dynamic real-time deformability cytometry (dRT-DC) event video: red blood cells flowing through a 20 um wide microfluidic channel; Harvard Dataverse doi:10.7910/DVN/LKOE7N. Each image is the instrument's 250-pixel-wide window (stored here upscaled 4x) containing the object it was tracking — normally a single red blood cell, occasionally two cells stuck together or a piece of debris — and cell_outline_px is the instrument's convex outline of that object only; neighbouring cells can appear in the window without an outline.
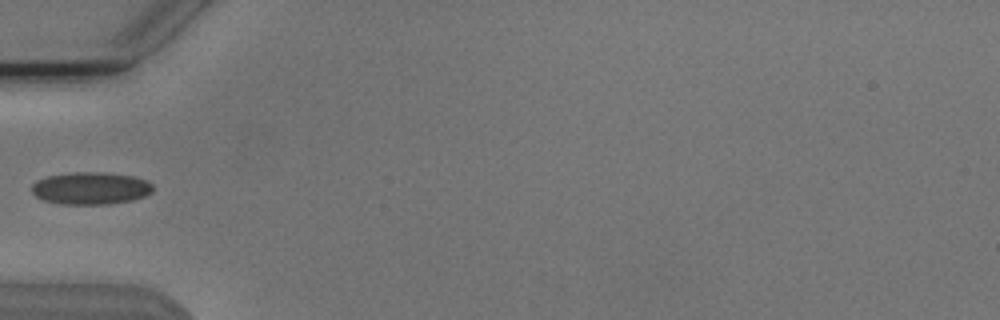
{"species": "Egyptian fruit bat (a non-hibernating species)", "species_latin": "Rousettus aegyptiacus", "temperature_condition": "cold", "stored_images_in_passage": 36, "camera_frame_rate_fps": 3000, "um_per_image_px": 0.085, "animal": {"sex": "male"}, "frame": {"image": 1, "passage_image": 1, "time_ms": 0.0, "image_size_px": [1000, 320], "cell_outline_px": [[152, 192], [144, 196], [132, 200], [108, 204], [60, 204], [44, 200], [36, 196], [32, 192], [32, 184], [36, 180], [48, 176], [72, 172], [104, 172], [132, 176], [148, 180], [152, 184]], "centroid_in_image_um": [7.71, 15.99], "position_along_channel_um": 77.3, "area_um2": 22.89}}
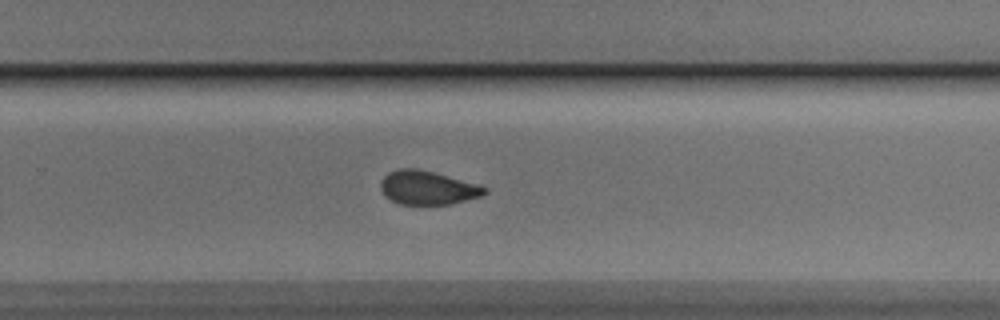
{"frame": {"image": 2, "passage_image": 18, "time_ms": 5.667, "image_size_px": [1000, 320], "cell_outline_px": [[488, 192], [480, 196], [452, 204], [400, 204], [384, 196], [380, 188], [380, 180], [388, 172], [400, 168], [416, 168], [480, 184], [488, 188]], "centroid_in_image_um": [36.34, 15.95], "position_along_channel_um": 293.5, "area_um2": 20.52}}
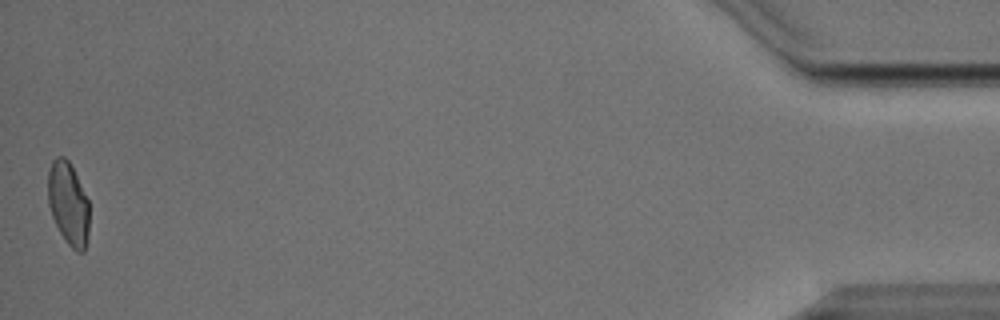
{"frame": {"image": 3, "passage_image": 36, "time_ms": 11.667, "image_size_px": [1000, 320], "cell_outline_px": [[88, 236], [84, 252], [76, 252], [64, 240], [52, 216], [48, 204], [48, 172], [52, 160], [56, 156], [64, 156], [68, 160], [88, 200]], "centroid_in_image_um": [5.79, 17.32], "position_along_channel_um": 429.4, "area_um2": 19.83}}